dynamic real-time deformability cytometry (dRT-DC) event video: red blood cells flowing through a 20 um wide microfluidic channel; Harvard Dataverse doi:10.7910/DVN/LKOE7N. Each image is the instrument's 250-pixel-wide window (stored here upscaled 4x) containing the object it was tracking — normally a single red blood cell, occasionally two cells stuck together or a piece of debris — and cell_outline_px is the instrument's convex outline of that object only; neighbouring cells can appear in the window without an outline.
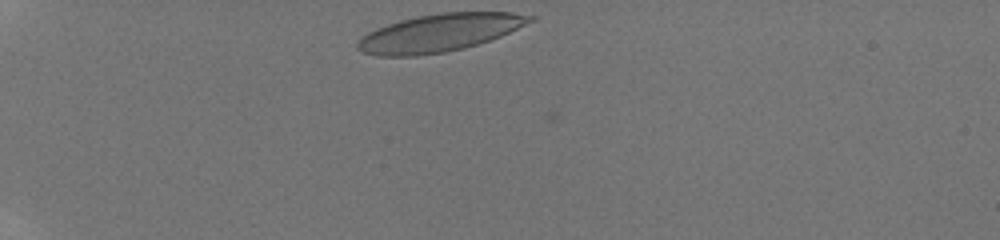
{"species": "human", "species_latin": "Homo sapiens", "temperature_condition": "room temperature", "stored_images_in_passage": 32, "camera_frame_rate_fps": 3000, "um_per_image_px": 0.085, "donor": {"sex": "male"}, "frame": {"image": 1, "passage_image": 1, "time_ms": 0.0, "image_size_px": [1000, 240], "cell_outline_px": [[536, 20], [500, 36], [464, 48], [444, 52], [416, 56], [376, 56], [360, 52], [356, 48], [356, 44], [368, 32], [376, 28], [400, 20], [416, 16], [440, 12], [512, 12], [536, 16]], "centroid_in_image_um": [37.35, 2.78], "position_along_channel_um": 47.7, "area_um2": 37.86}}
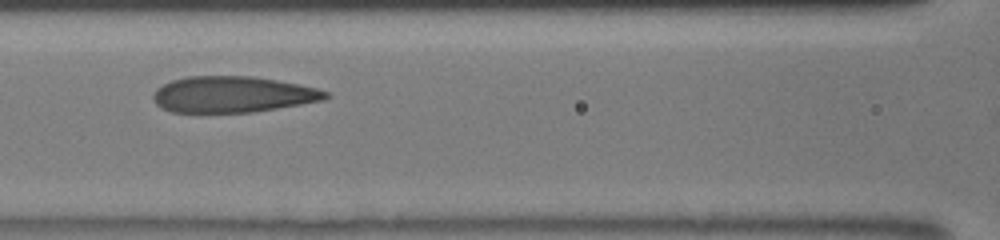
{"frame": {"image": 2, "passage_image": 12, "time_ms": 3.667, "image_size_px": [1000, 240], "cell_outline_px": [[332, 96], [324, 100], [252, 112], [172, 112], [160, 108], [156, 104], [152, 96], [156, 88], [172, 80], [188, 76], [252, 76], [276, 80], [316, 88], [328, 92]], "centroid_in_image_um": [19.75, 8.02], "position_along_channel_um": 146.8, "area_um2": 36.18}}
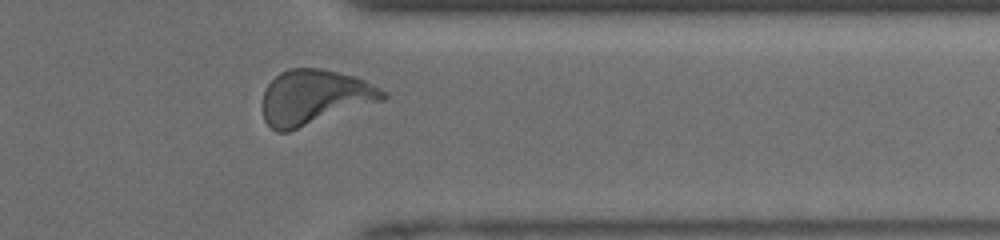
{"frame": {"image": 3, "passage_image": 29, "time_ms": 9.333, "image_size_px": [1000, 240], "cell_outline_px": [[388, 96], [384, 100], [288, 132], [276, 132], [264, 120], [264, 92], [268, 84], [280, 72], [288, 68], [320, 68], [356, 76], [388, 92]], "centroid_in_image_um": [26.76, 8.26], "position_along_channel_um": 384.6, "area_um2": 38.44}, "authors_computed_cell_mechanics": {"area_um2": 36.992, "velocity_mm_per_s": 4.2109, "shape_relaxation_time_tau1_ms": 5.5858, "shape_relaxation_time_tau2_ms": 0.7312, "deformation_change_tau1": 0.1947, "deformation_change_tau2": 0.0867}}